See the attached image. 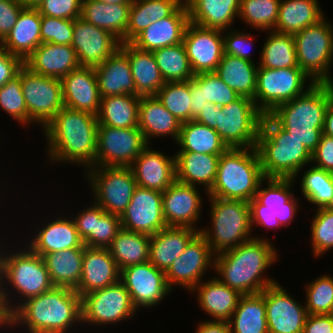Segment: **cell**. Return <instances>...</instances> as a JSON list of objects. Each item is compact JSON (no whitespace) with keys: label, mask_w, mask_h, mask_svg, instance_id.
Wrapping results in <instances>:
<instances>
[{"label":"cell","mask_w":333,"mask_h":333,"mask_svg":"<svg viewBox=\"0 0 333 333\" xmlns=\"http://www.w3.org/2000/svg\"><path fill=\"white\" fill-rule=\"evenodd\" d=\"M98 125L97 115L64 106L42 130L47 164L95 166Z\"/></svg>","instance_id":"1"},{"label":"cell","mask_w":333,"mask_h":333,"mask_svg":"<svg viewBox=\"0 0 333 333\" xmlns=\"http://www.w3.org/2000/svg\"><path fill=\"white\" fill-rule=\"evenodd\" d=\"M82 325L81 297L67 287L31 297L21 303L8 317L9 332L14 328L27 333H71ZM71 329V330H70Z\"/></svg>","instance_id":"2"},{"label":"cell","mask_w":333,"mask_h":333,"mask_svg":"<svg viewBox=\"0 0 333 333\" xmlns=\"http://www.w3.org/2000/svg\"><path fill=\"white\" fill-rule=\"evenodd\" d=\"M272 243L269 239H252L218 253L214 259L217 278L242 295L261 293L274 285L277 280L265 274L280 260Z\"/></svg>","instance_id":"3"},{"label":"cell","mask_w":333,"mask_h":333,"mask_svg":"<svg viewBox=\"0 0 333 333\" xmlns=\"http://www.w3.org/2000/svg\"><path fill=\"white\" fill-rule=\"evenodd\" d=\"M333 84L315 83L305 93L275 107L268 115L312 154L320 142Z\"/></svg>","instance_id":"4"},{"label":"cell","mask_w":333,"mask_h":333,"mask_svg":"<svg viewBox=\"0 0 333 333\" xmlns=\"http://www.w3.org/2000/svg\"><path fill=\"white\" fill-rule=\"evenodd\" d=\"M54 287L42 256L33 253L25 243L24 246L10 243L5 255L4 280L0 293V303L5 315L8 317L27 299Z\"/></svg>","instance_id":"5"},{"label":"cell","mask_w":333,"mask_h":333,"mask_svg":"<svg viewBox=\"0 0 333 333\" xmlns=\"http://www.w3.org/2000/svg\"><path fill=\"white\" fill-rule=\"evenodd\" d=\"M256 150L265 178H294L311 165L312 154L268 114L263 115Z\"/></svg>","instance_id":"6"},{"label":"cell","mask_w":333,"mask_h":333,"mask_svg":"<svg viewBox=\"0 0 333 333\" xmlns=\"http://www.w3.org/2000/svg\"><path fill=\"white\" fill-rule=\"evenodd\" d=\"M264 179L256 148H229L220 155L215 182L206 196L250 202Z\"/></svg>","instance_id":"7"},{"label":"cell","mask_w":333,"mask_h":333,"mask_svg":"<svg viewBox=\"0 0 333 333\" xmlns=\"http://www.w3.org/2000/svg\"><path fill=\"white\" fill-rule=\"evenodd\" d=\"M206 199L210 203L211 227L201 226L200 233L215 255L252 239H269L253 235L249 202L209 196Z\"/></svg>","instance_id":"8"},{"label":"cell","mask_w":333,"mask_h":333,"mask_svg":"<svg viewBox=\"0 0 333 333\" xmlns=\"http://www.w3.org/2000/svg\"><path fill=\"white\" fill-rule=\"evenodd\" d=\"M326 15L294 34L298 66L315 83L333 84V24Z\"/></svg>","instance_id":"9"},{"label":"cell","mask_w":333,"mask_h":333,"mask_svg":"<svg viewBox=\"0 0 333 333\" xmlns=\"http://www.w3.org/2000/svg\"><path fill=\"white\" fill-rule=\"evenodd\" d=\"M83 174L91 189V201L104 211L121 216L137 186L131 167L93 166Z\"/></svg>","instance_id":"10"},{"label":"cell","mask_w":333,"mask_h":333,"mask_svg":"<svg viewBox=\"0 0 333 333\" xmlns=\"http://www.w3.org/2000/svg\"><path fill=\"white\" fill-rule=\"evenodd\" d=\"M314 84L300 67H258L254 102L264 115L269 114L279 104L302 95Z\"/></svg>","instance_id":"11"},{"label":"cell","mask_w":333,"mask_h":333,"mask_svg":"<svg viewBox=\"0 0 333 333\" xmlns=\"http://www.w3.org/2000/svg\"><path fill=\"white\" fill-rule=\"evenodd\" d=\"M81 310L82 325L88 324L89 327L113 326L123 321L125 323L133 320L138 313L128 290L120 280L82 296Z\"/></svg>","instance_id":"12"},{"label":"cell","mask_w":333,"mask_h":333,"mask_svg":"<svg viewBox=\"0 0 333 333\" xmlns=\"http://www.w3.org/2000/svg\"><path fill=\"white\" fill-rule=\"evenodd\" d=\"M263 115L253 100L239 97L221 107L215 131L229 148H255Z\"/></svg>","instance_id":"13"},{"label":"cell","mask_w":333,"mask_h":333,"mask_svg":"<svg viewBox=\"0 0 333 333\" xmlns=\"http://www.w3.org/2000/svg\"><path fill=\"white\" fill-rule=\"evenodd\" d=\"M21 85L27 106L28 127L32 123L43 130L64 107L61 80L36 74L23 66Z\"/></svg>","instance_id":"14"},{"label":"cell","mask_w":333,"mask_h":333,"mask_svg":"<svg viewBox=\"0 0 333 333\" xmlns=\"http://www.w3.org/2000/svg\"><path fill=\"white\" fill-rule=\"evenodd\" d=\"M147 146L138 127L98 126L95 166L130 167Z\"/></svg>","instance_id":"15"},{"label":"cell","mask_w":333,"mask_h":333,"mask_svg":"<svg viewBox=\"0 0 333 333\" xmlns=\"http://www.w3.org/2000/svg\"><path fill=\"white\" fill-rule=\"evenodd\" d=\"M215 254L199 232L187 245L184 252L165 272L168 287H182L189 293L204 280L209 270L214 272Z\"/></svg>","instance_id":"16"},{"label":"cell","mask_w":333,"mask_h":333,"mask_svg":"<svg viewBox=\"0 0 333 333\" xmlns=\"http://www.w3.org/2000/svg\"><path fill=\"white\" fill-rule=\"evenodd\" d=\"M120 281L128 290L137 311L158 306L172 292L167 285L165 272L150 262L121 269Z\"/></svg>","instance_id":"17"},{"label":"cell","mask_w":333,"mask_h":333,"mask_svg":"<svg viewBox=\"0 0 333 333\" xmlns=\"http://www.w3.org/2000/svg\"><path fill=\"white\" fill-rule=\"evenodd\" d=\"M287 292L279 282L261 292L265 299L269 333H303L307 309Z\"/></svg>","instance_id":"18"},{"label":"cell","mask_w":333,"mask_h":333,"mask_svg":"<svg viewBox=\"0 0 333 333\" xmlns=\"http://www.w3.org/2000/svg\"><path fill=\"white\" fill-rule=\"evenodd\" d=\"M200 193L201 188L177 180L162 192V213L167 226L201 231V227L196 225L203 215V197Z\"/></svg>","instance_id":"19"},{"label":"cell","mask_w":333,"mask_h":333,"mask_svg":"<svg viewBox=\"0 0 333 333\" xmlns=\"http://www.w3.org/2000/svg\"><path fill=\"white\" fill-rule=\"evenodd\" d=\"M183 43L194 75L216 71L224 55L223 30L189 22Z\"/></svg>","instance_id":"20"},{"label":"cell","mask_w":333,"mask_h":333,"mask_svg":"<svg viewBox=\"0 0 333 333\" xmlns=\"http://www.w3.org/2000/svg\"><path fill=\"white\" fill-rule=\"evenodd\" d=\"M121 41L108 30L86 22L81 17L73 20L71 46L77 54L80 66L96 67L112 56Z\"/></svg>","instance_id":"21"},{"label":"cell","mask_w":333,"mask_h":333,"mask_svg":"<svg viewBox=\"0 0 333 333\" xmlns=\"http://www.w3.org/2000/svg\"><path fill=\"white\" fill-rule=\"evenodd\" d=\"M120 220L123 229L149 236L167 227L162 213V192L137 185Z\"/></svg>","instance_id":"22"},{"label":"cell","mask_w":333,"mask_h":333,"mask_svg":"<svg viewBox=\"0 0 333 333\" xmlns=\"http://www.w3.org/2000/svg\"><path fill=\"white\" fill-rule=\"evenodd\" d=\"M66 214L65 216L63 214L58 215L55 218L52 216L50 219L42 218L45 223L38 222L39 225L38 223L35 224L34 227H38L35 230L31 229L34 233L25 239V245L33 253L41 256L66 249L85 247L73 219L71 216L69 217L67 212Z\"/></svg>","instance_id":"23"},{"label":"cell","mask_w":333,"mask_h":333,"mask_svg":"<svg viewBox=\"0 0 333 333\" xmlns=\"http://www.w3.org/2000/svg\"><path fill=\"white\" fill-rule=\"evenodd\" d=\"M85 207L70 215L80 238L87 247L107 248L122 228L120 216L104 211L93 201Z\"/></svg>","instance_id":"24"},{"label":"cell","mask_w":333,"mask_h":333,"mask_svg":"<svg viewBox=\"0 0 333 333\" xmlns=\"http://www.w3.org/2000/svg\"><path fill=\"white\" fill-rule=\"evenodd\" d=\"M151 147L148 145L130 167L138 186L164 192L176 181L175 155Z\"/></svg>","instance_id":"25"},{"label":"cell","mask_w":333,"mask_h":333,"mask_svg":"<svg viewBox=\"0 0 333 333\" xmlns=\"http://www.w3.org/2000/svg\"><path fill=\"white\" fill-rule=\"evenodd\" d=\"M64 106L97 115L101 103L94 67L80 66L61 79Z\"/></svg>","instance_id":"26"},{"label":"cell","mask_w":333,"mask_h":333,"mask_svg":"<svg viewBox=\"0 0 333 333\" xmlns=\"http://www.w3.org/2000/svg\"><path fill=\"white\" fill-rule=\"evenodd\" d=\"M189 22L188 9L184 1L169 17L151 23L131 43L139 49L151 52L180 44Z\"/></svg>","instance_id":"27"},{"label":"cell","mask_w":333,"mask_h":333,"mask_svg":"<svg viewBox=\"0 0 333 333\" xmlns=\"http://www.w3.org/2000/svg\"><path fill=\"white\" fill-rule=\"evenodd\" d=\"M119 280L120 270L107 248L84 247L82 275L75 289L80 297Z\"/></svg>","instance_id":"28"},{"label":"cell","mask_w":333,"mask_h":333,"mask_svg":"<svg viewBox=\"0 0 333 333\" xmlns=\"http://www.w3.org/2000/svg\"><path fill=\"white\" fill-rule=\"evenodd\" d=\"M24 66L36 74L61 79L80 64L71 45L41 43L25 59Z\"/></svg>","instance_id":"29"},{"label":"cell","mask_w":333,"mask_h":333,"mask_svg":"<svg viewBox=\"0 0 333 333\" xmlns=\"http://www.w3.org/2000/svg\"><path fill=\"white\" fill-rule=\"evenodd\" d=\"M208 279L200 282L190 293H197L198 306L209 315V320L229 321L242 294L221 282L216 275Z\"/></svg>","instance_id":"30"},{"label":"cell","mask_w":333,"mask_h":333,"mask_svg":"<svg viewBox=\"0 0 333 333\" xmlns=\"http://www.w3.org/2000/svg\"><path fill=\"white\" fill-rule=\"evenodd\" d=\"M182 123L171 114L156 96H142L139 101L138 128L148 145L152 139L171 137L177 143Z\"/></svg>","instance_id":"31"},{"label":"cell","mask_w":333,"mask_h":333,"mask_svg":"<svg viewBox=\"0 0 333 333\" xmlns=\"http://www.w3.org/2000/svg\"><path fill=\"white\" fill-rule=\"evenodd\" d=\"M176 180L178 182L202 187L208 194L216 179L220 155L196 152H175ZM205 188V189H204Z\"/></svg>","instance_id":"32"},{"label":"cell","mask_w":333,"mask_h":333,"mask_svg":"<svg viewBox=\"0 0 333 333\" xmlns=\"http://www.w3.org/2000/svg\"><path fill=\"white\" fill-rule=\"evenodd\" d=\"M187 227H165L151 236L149 262L166 272L199 233Z\"/></svg>","instance_id":"33"},{"label":"cell","mask_w":333,"mask_h":333,"mask_svg":"<svg viewBox=\"0 0 333 333\" xmlns=\"http://www.w3.org/2000/svg\"><path fill=\"white\" fill-rule=\"evenodd\" d=\"M94 69L101 98L125 94L135 95L130 62L120 48Z\"/></svg>","instance_id":"34"},{"label":"cell","mask_w":333,"mask_h":333,"mask_svg":"<svg viewBox=\"0 0 333 333\" xmlns=\"http://www.w3.org/2000/svg\"><path fill=\"white\" fill-rule=\"evenodd\" d=\"M41 43V15L37 8L24 7L1 48L25 61Z\"/></svg>","instance_id":"35"},{"label":"cell","mask_w":333,"mask_h":333,"mask_svg":"<svg viewBox=\"0 0 333 333\" xmlns=\"http://www.w3.org/2000/svg\"><path fill=\"white\" fill-rule=\"evenodd\" d=\"M191 120L210 103L225 106L240 96L231 89L215 72L201 73L190 79Z\"/></svg>","instance_id":"36"},{"label":"cell","mask_w":333,"mask_h":333,"mask_svg":"<svg viewBox=\"0 0 333 333\" xmlns=\"http://www.w3.org/2000/svg\"><path fill=\"white\" fill-rule=\"evenodd\" d=\"M189 21L205 28L231 29L240 11V0H184Z\"/></svg>","instance_id":"37"},{"label":"cell","mask_w":333,"mask_h":333,"mask_svg":"<svg viewBox=\"0 0 333 333\" xmlns=\"http://www.w3.org/2000/svg\"><path fill=\"white\" fill-rule=\"evenodd\" d=\"M120 49L128 56L135 83V95L155 96L165 84L151 51L137 48L131 42L121 43Z\"/></svg>","instance_id":"38"},{"label":"cell","mask_w":333,"mask_h":333,"mask_svg":"<svg viewBox=\"0 0 333 333\" xmlns=\"http://www.w3.org/2000/svg\"><path fill=\"white\" fill-rule=\"evenodd\" d=\"M131 4H107L97 0H82L80 17L86 22L108 30L121 43H126V32Z\"/></svg>","instance_id":"39"},{"label":"cell","mask_w":333,"mask_h":333,"mask_svg":"<svg viewBox=\"0 0 333 333\" xmlns=\"http://www.w3.org/2000/svg\"><path fill=\"white\" fill-rule=\"evenodd\" d=\"M324 16L319 0H281L275 31L294 35Z\"/></svg>","instance_id":"40"},{"label":"cell","mask_w":333,"mask_h":333,"mask_svg":"<svg viewBox=\"0 0 333 333\" xmlns=\"http://www.w3.org/2000/svg\"><path fill=\"white\" fill-rule=\"evenodd\" d=\"M258 63L224 54L215 73L240 97L254 101Z\"/></svg>","instance_id":"41"},{"label":"cell","mask_w":333,"mask_h":333,"mask_svg":"<svg viewBox=\"0 0 333 333\" xmlns=\"http://www.w3.org/2000/svg\"><path fill=\"white\" fill-rule=\"evenodd\" d=\"M84 247L71 248L42 256L55 287L75 290L80 283Z\"/></svg>","instance_id":"42"},{"label":"cell","mask_w":333,"mask_h":333,"mask_svg":"<svg viewBox=\"0 0 333 333\" xmlns=\"http://www.w3.org/2000/svg\"><path fill=\"white\" fill-rule=\"evenodd\" d=\"M184 0H132L126 32L131 42L151 23L169 17Z\"/></svg>","instance_id":"43"},{"label":"cell","mask_w":333,"mask_h":333,"mask_svg":"<svg viewBox=\"0 0 333 333\" xmlns=\"http://www.w3.org/2000/svg\"><path fill=\"white\" fill-rule=\"evenodd\" d=\"M175 144L179 146L177 152L221 155L229 149L215 129L197 123L195 120L182 123L179 138Z\"/></svg>","instance_id":"44"},{"label":"cell","mask_w":333,"mask_h":333,"mask_svg":"<svg viewBox=\"0 0 333 333\" xmlns=\"http://www.w3.org/2000/svg\"><path fill=\"white\" fill-rule=\"evenodd\" d=\"M139 101L140 96L130 94L101 98L98 126L138 127Z\"/></svg>","instance_id":"45"},{"label":"cell","mask_w":333,"mask_h":333,"mask_svg":"<svg viewBox=\"0 0 333 333\" xmlns=\"http://www.w3.org/2000/svg\"><path fill=\"white\" fill-rule=\"evenodd\" d=\"M151 236L121 228L107 247L119 270L149 262Z\"/></svg>","instance_id":"46"},{"label":"cell","mask_w":333,"mask_h":333,"mask_svg":"<svg viewBox=\"0 0 333 333\" xmlns=\"http://www.w3.org/2000/svg\"><path fill=\"white\" fill-rule=\"evenodd\" d=\"M231 333H269L265 299L261 293L242 295L229 320Z\"/></svg>","instance_id":"47"},{"label":"cell","mask_w":333,"mask_h":333,"mask_svg":"<svg viewBox=\"0 0 333 333\" xmlns=\"http://www.w3.org/2000/svg\"><path fill=\"white\" fill-rule=\"evenodd\" d=\"M265 32L268 34L259 55L258 67L271 69L299 67L294 36L273 30Z\"/></svg>","instance_id":"48"},{"label":"cell","mask_w":333,"mask_h":333,"mask_svg":"<svg viewBox=\"0 0 333 333\" xmlns=\"http://www.w3.org/2000/svg\"><path fill=\"white\" fill-rule=\"evenodd\" d=\"M312 166V167H311ZM309 168H302L298 174L293 178L298 180L299 173L304 170L300 180V190L303 198L312 204L314 208H324L331 197L333 196V173L325 171L324 169L315 167L311 164ZM305 168H307L305 170Z\"/></svg>","instance_id":"49"},{"label":"cell","mask_w":333,"mask_h":333,"mask_svg":"<svg viewBox=\"0 0 333 333\" xmlns=\"http://www.w3.org/2000/svg\"><path fill=\"white\" fill-rule=\"evenodd\" d=\"M165 82L188 81L194 76L184 43L152 51Z\"/></svg>","instance_id":"50"},{"label":"cell","mask_w":333,"mask_h":333,"mask_svg":"<svg viewBox=\"0 0 333 333\" xmlns=\"http://www.w3.org/2000/svg\"><path fill=\"white\" fill-rule=\"evenodd\" d=\"M281 0H240L238 19L256 31H275Z\"/></svg>","instance_id":"51"},{"label":"cell","mask_w":333,"mask_h":333,"mask_svg":"<svg viewBox=\"0 0 333 333\" xmlns=\"http://www.w3.org/2000/svg\"><path fill=\"white\" fill-rule=\"evenodd\" d=\"M296 182L293 178H265L260 183L255 198L269 209L300 207L299 198L293 191Z\"/></svg>","instance_id":"52"},{"label":"cell","mask_w":333,"mask_h":333,"mask_svg":"<svg viewBox=\"0 0 333 333\" xmlns=\"http://www.w3.org/2000/svg\"><path fill=\"white\" fill-rule=\"evenodd\" d=\"M155 96L181 123L191 121L190 80L165 82Z\"/></svg>","instance_id":"53"},{"label":"cell","mask_w":333,"mask_h":333,"mask_svg":"<svg viewBox=\"0 0 333 333\" xmlns=\"http://www.w3.org/2000/svg\"><path fill=\"white\" fill-rule=\"evenodd\" d=\"M305 304L308 314H333V276L321 274L305 284Z\"/></svg>","instance_id":"54"},{"label":"cell","mask_w":333,"mask_h":333,"mask_svg":"<svg viewBox=\"0 0 333 333\" xmlns=\"http://www.w3.org/2000/svg\"><path fill=\"white\" fill-rule=\"evenodd\" d=\"M0 109L8 116L28 126V112L21 85V69L18 74L0 87Z\"/></svg>","instance_id":"55"},{"label":"cell","mask_w":333,"mask_h":333,"mask_svg":"<svg viewBox=\"0 0 333 333\" xmlns=\"http://www.w3.org/2000/svg\"><path fill=\"white\" fill-rule=\"evenodd\" d=\"M311 220L312 255L319 258L333 249V212L325 208H318Z\"/></svg>","instance_id":"56"},{"label":"cell","mask_w":333,"mask_h":333,"mask_svg":"<svg viewBox=\"0 0 333 333\" xmlns=\"http://www.w3.org/2000/svg\"><path fill=\"white\" fill-rule=\"evenodd\" d=\"M73 20L41 15V42L71 45Z\"/></svg>","instance_id":"57"},{"label":"cell","mask_w":333,"mask_h":333,"mask_svg":"<svg viewBox=\"0 0 333 333\" xmlns=\"http://www.w3.org/2000/svg\"><path fill=\"white\" fill-rule=\"evenodd\" d=\"M243 31L244 30L239 31L238 28L237 30L236 28L223 30L224 54L257 62L252 59L253 55L250 51L252 50L251 48L253 47L255 37H253L254 35H251L252 33Z\"/></svg>","instance_id":"58"},{"label":"cell","mask_w":333,"mask_h":333,"mask_svg":"<svg viewBox=\"0 0 333 333\" xmlns=\"http://www.w3.org/2000/svg\"><path fill=\"white\" fill-rule=\"evenodd\" d=\"M82 0H43L38 6L40 15L74 20L81 15Z\"/></svg>","instance_id":"59"},{"label":"cell","mask_w":333,"mask_h":333,"mask_svg":"<svg viewBox=\"0 0 333 333\" xmlns=\"http://www.w3.org/2000/svg\"><path fill=\"white\" fill-rule=\"evenodd\" d=\"M251 211V225L252 229L256 227H263L266 231L281 229L278 220L271 212L272 209L262 205L256 198L249 202Z\"/></svg>","instance_id":"60"},{"label":"cell","mask_w":333,"mask_h":333,"mask_svg":"<svg viewBox=\"0 0 333 333\" xmlns=\"http://www.w3.org/2000/svg\"><path fill=\"white\" fill-rule=\"evenodd\" d=\"M24 6L19 0H0V40L3 41L15 25Z\"/></svg>","instance_id":"61"},{"label":"cell","mask_w":333,"mask_h":333,"mask_svg":"<svg viewBox=\"0 0 333 333\" xmlns=\"http://www.w3.org/2000/svg\"><path fill=\"white\" fill-rule=\"evenodd\" d=\"M313 166L333 173V137L321 135L317 148L312 153Z\"/></svg>","instance_id":"62"},{"label":"cell","mask_w":333,"mask_h":333,"mask_svg":"<svg viewBox=\"0 0 333 333\" xmlns=\"http://www.w3.org/2000/svg\"><path fill=\"white\" fill-rule=\"evenodd\" d=\"M24 66V61L0 48V87L16 76Z\"/></svg>","instance_id":"63"},{"label":"cell","mask_w":333,"mask_h":333,"mask_svg":"<svg viewBox=\"0 0 333 333\" xmlns=\"http://www.w3.org/2000/svg\"><path fill=\"white\" fill-rule=\"evenodd\" d=\"M303 333H333V314H308Z\"/></svg>","instance_id":"64"},{"label":"cell","mask_w":333,"mask_h":333,"mask_svg":"<svg viewBox=\"0 0 333 333\" xmlns=\"http://www.w3.org/2000/svg\"><path fill=\"white\" fill-rule=\"evenodd\" d=\"M195 333H231L229 321L203 320L197 323Z\"/></svg>","instance_id":"65"},{"label":"cell","mask_w":333,"mask_h":333,"mask_svg":"<svg viewBox=\"0 0 333 333\" xmlns=\"http://www.w3.org/2000/svg\"><path fill=\"white\" fill-rule=\"evenodd\" d=\"M218 112H221V107L217 106L215 103L209 102V105L200 112L195 121L215 129L217 126Z\"/></svg>","instance_id":"66"},{"label":"cell","mask_w":333,"mask_h":333,"mask_svg":"<svg viewBox=\"0 0 333 333\" xmlns=\"http://www.w3.org/2000/svg\"><path fill=\"white\" fill-rule=\"evenodd\" d=\"M299 207H278L273 208L271 212L273 213L274 217L277 218L280 226L288 227L290 224L293 223L294 218L297 217L296 214L299 211Z\"/></svg>","instance_id":"67"},{"label":"cell","mask_w":333,"mask_h":333,"mask_svg":"<svg viewBox=\"0 0 333 333\" xmlns=\"http://www.w3.org/2000/svg\"><path fill=\"white\" fill-rule=\"evenodd\" d=\"M323 133L333 137V99L329 102L326 110Z\"/></svg>","instance_id":"68"},{"label":"cell","mask_w":333,"mask_h":333,"mask_svg":"<svg viewBox=\"0 0 333 333\" xmlns=\"http://www.w3.org/2000/svg\"><path fill=\"white\" fill-rule=\"evenodd\" d=\"M1 238H0V293H1V290H2V286H3V280H4V263H5V255H6V253H7V247H9L10 245H9V238H11V237H6L5 239H4V241H8V243L7 242H4L3 241V237L2 236H0ZM7 239V240H6ZM2 240V241H1ZM3 242H4V244H3ZM6 243H7V245H6Z\"/></svg>","instance_id":"69"},{"label":"cell","mask_w":333,"mask_h":333,"mask_svg":"<svg viewBox=\"0 0 333 333\" xmlns=\"http://www.w3.org/2000/svg\"><path fill=\"white\" fill-rule=\"evenodd\" d=\"M43 0H19V2L26 8H38Z\"/></svg>","instance_id":"70"},{"label":"cell","mask_w":333,"mask_h":333,"mask_svg":"<svg viewBox=\"0 0 333 333\" xmlns=\"http://www.w3.org/2000/svg\"><path fill=\"white\" fill-rule=\"evenodd\" d=\"M107 4H131L132 0H97Z\"/></svg>","instance_id":"71"},{"label":"cell","mask_w":333,"mask_h":333,"mask_svg":"<svg viewBox=\"0 0 333 333\" xmlns=\"http://www.w3.org/2000/svg\"><path fill=\"white\" fill-rule=\"evenodd\" d=\"M0 324L4 327L5 330H7L6 329V326H7V316L5 315V313L3 311L1 303H0Z\"/></svg>","instance_id":"72"},{"label":"cell","mask_w":333,"mask_h":333,"mask_svg":"<svg viewBox=\"0 0 333 333\" xmlns=\"http://www.w3.org/2000/svg\"><path fill=\"white\" fill-rule=\"evenodd\" d=\"M326 210L333 212V196L331 197V200L329 203L324 207Z\"/></svg>","instance_id":"73"},{"label":"cell","mask_w":333,"mask_h":333,"mask_svg":"<svg viewBox=\"0 0 333 333\" xmlns=\"http://www.w3.org/2000/svg\"><path fill=\"white\" fill-rule=\"evenodd\" d=\"M3 328V330L5 331L4 327L0 324V330Z\"/></svg>","instance_id":"74"}]
</instances>
